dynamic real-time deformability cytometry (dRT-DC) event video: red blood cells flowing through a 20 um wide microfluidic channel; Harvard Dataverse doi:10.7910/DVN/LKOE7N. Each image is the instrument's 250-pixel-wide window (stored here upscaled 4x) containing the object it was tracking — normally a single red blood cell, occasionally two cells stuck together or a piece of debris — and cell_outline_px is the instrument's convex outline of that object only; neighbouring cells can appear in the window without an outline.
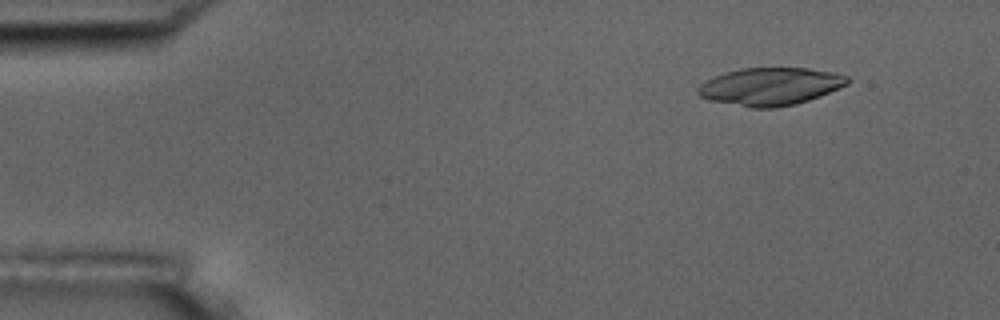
{"species": "common noctule bat (a hibernating species)", "species_latin": "Nyctalus noctula", "temperature_condition": "room temperature", "stored_images_in_passage": 5, "camera_frame_rate_fps": 3000, "um_per_image_px": 0.085, "animal": {"sex": "male", "body_mass_g": 17.5, "forearm_length_mm": 52.3}, "frame": {"image": 1, "passage_image": 2, "time_ms": 1.0, "image_size_px": [1000, 320], "cell_outline_px": [[852, 80], [848, 84], [820, 96], [796, 104], [776, 108], [748, 108], [712, 100], [700, 96], [696, 92], [696, 88], [700, 84], [724, 72], [740, 68], [808, 68], [836, 72], [848, 76]], "centroid_in_image_um": [65.5, 7.35], "position_along_channel_um": 19.5, "area_um2": 33.0}}